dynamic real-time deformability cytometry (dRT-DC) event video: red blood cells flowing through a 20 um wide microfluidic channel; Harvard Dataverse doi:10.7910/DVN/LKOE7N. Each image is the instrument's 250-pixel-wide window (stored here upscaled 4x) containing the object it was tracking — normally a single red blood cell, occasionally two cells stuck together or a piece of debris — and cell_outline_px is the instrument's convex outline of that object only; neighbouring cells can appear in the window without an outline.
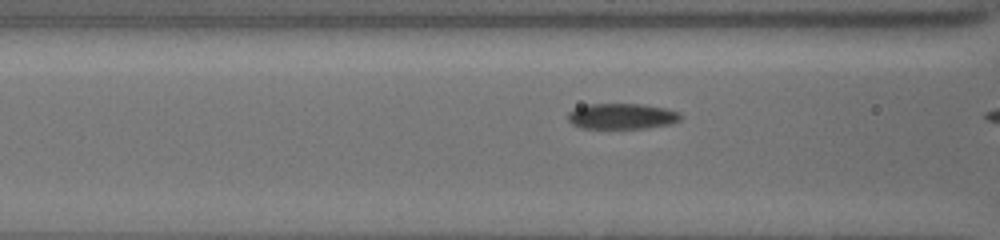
{"species": "common noctule bat (a hibernating species)", "species_latin": "Nyctalus noctula", "temperature_condition": "cold", "stored_images_in_passage": 7, "camera_frame_rate_fps": 3000, "um_per_image_px": 0.085, "animal": {"sex": "female", "body_mass_g": 19.5, "forearm_length_mm": 54.1}, "frame": {"image": 1, "passage_image": 3, "time_ms": 0.667, "image_size_px": [1000, 240], "cell_outline_px": [[684, 116], [680, 120], [668, 124], [640, 128], [584, 128], [572, 124], [568, 120], [568, 112], [576, 108], [588, 104], [644, 104], [664, 108], [680, 112]], "centroid_in_image_um": [52.87, 9.87], "position_along_channel_um": 113.7, "area_um2": 16.76}}